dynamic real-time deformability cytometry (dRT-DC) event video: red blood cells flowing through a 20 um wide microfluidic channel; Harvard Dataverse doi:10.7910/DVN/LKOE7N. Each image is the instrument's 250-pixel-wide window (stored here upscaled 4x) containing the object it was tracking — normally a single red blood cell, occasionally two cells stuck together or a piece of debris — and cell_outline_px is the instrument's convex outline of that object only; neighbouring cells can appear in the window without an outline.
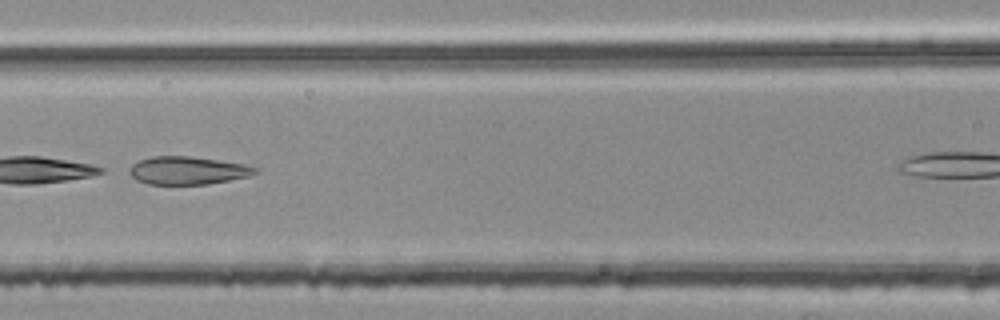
{"species": "common noctule bat (a hibernating species)", "species_latin": "Nyctalus noctula", "temperature_condition": "room temperature", "stored_images_in_passage": 4, "camera_frame_rate_fps": 3000, "um_per_image_px": 0.085, "animal": {"sex": "female", "body_mass_g": 25.1}, "frame": {"image": 1, "passage_image": 3, "time_ms": 0.667, "image_size_px": [1000, 320], "cell_outline_px": [[260, 168], [256, 172], [248, 176], [208, 184], [148, 184], [136, 180], [128, 172], [128, 168], [132, 164], [140, 160], [152, 156], [192, 156], [244, 164]], "centroid_in_image_um": [15.92, 14.48], "position_along_channel_um": 150.7, "area_um2": 20.46}}